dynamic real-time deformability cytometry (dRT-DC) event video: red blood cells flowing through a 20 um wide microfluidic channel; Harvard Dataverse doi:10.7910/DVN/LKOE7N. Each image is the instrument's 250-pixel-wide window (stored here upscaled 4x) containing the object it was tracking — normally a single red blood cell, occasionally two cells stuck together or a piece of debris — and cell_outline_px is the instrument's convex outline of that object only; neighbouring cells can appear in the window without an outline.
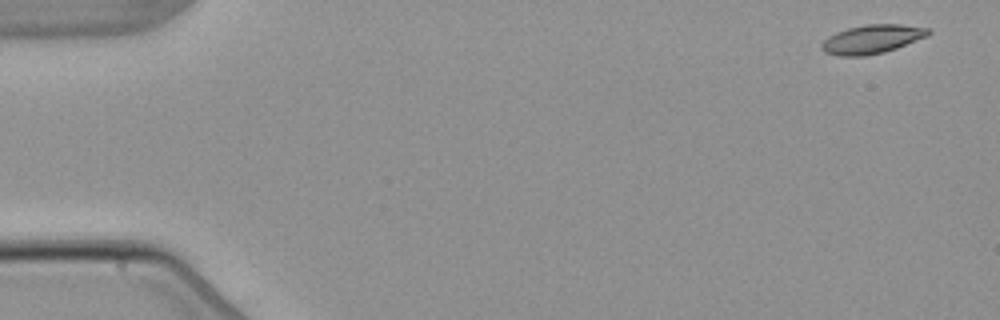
{"species": "common noctule bat (a hibernating species)", "species_latin": "Nyctalus noctula", "temperature_condition": "warm", "stored_images_in_passage": 6, "camera_frame_rate_fps": 3000, "um_per_image_px": 0.085, "animal": {"sex": "male", "body_mass_g": 21.5, "forearm_length_mm": 52.0}, "frame": {"image": 1, "passage_image": 1, "time_ms": 0.0, "image_size_px": [1000, 320], "cell_outline_px": [[932, 32], [928, 36], [896, 48], [884, 52], [864, 56], [840, 56], [824, 52], [820, 48], [820, 44], [828, 36], [836, 32], [848, 28], [864, 24], [900, 24], [932, 28]], "centroid_in_image_um": [74.13, 3.32], "position_along_channel_um": 10.9, "area_um2": 18.09}}
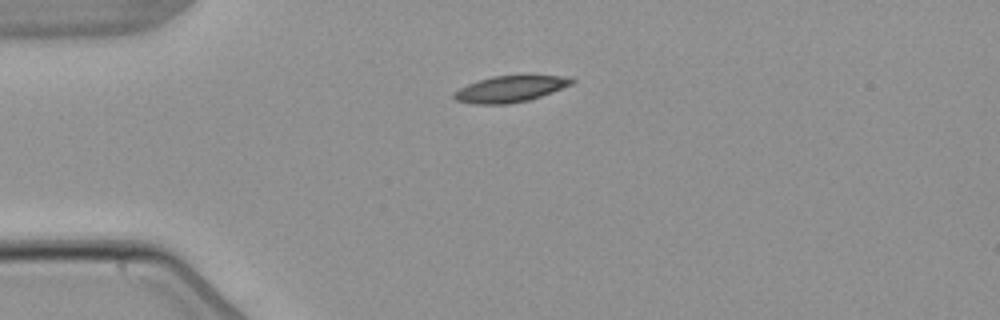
{"frame": {"image": 2, "passage_image": 4, "time_ms": 3.667, "image_size_px": [1000, 320], "cell_outline_px": [[576, 80], [572, 84], [552, 92], [528, 100], [508, 104], [472, 104], [456, 100], [452, 96], [452, 92], [468, 84], [492, 76], [528, 72], [560, 76]], "centroid_in_image_um": [43.38, 7.51], "position_along_channel_um": 41.6, "area_um2": 18.73}}
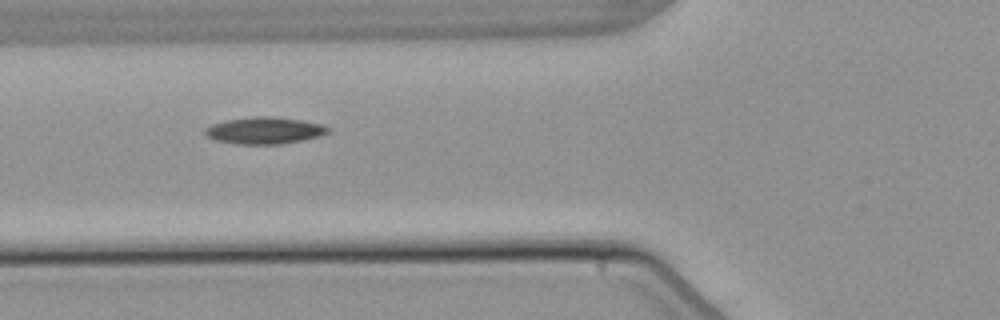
{"frame": {"image": 3, "passage_image": 6, "time_ms": 6.0, "image_size_px": [1000, 320], "cell_outline_px": [[328, 132], [320, 136], [280, 144], [236, 144], [216, 140], [208, 136], [204, 132], [204, 128], [212, 124], [224, 120], [256, 116], [272, 116], [300, 120], [324, 124], [328, 128]], "centroid_in_image_um": [22.45, 11.08], "position_along_channel_um": 103.3, "area_um2": 19.13}}